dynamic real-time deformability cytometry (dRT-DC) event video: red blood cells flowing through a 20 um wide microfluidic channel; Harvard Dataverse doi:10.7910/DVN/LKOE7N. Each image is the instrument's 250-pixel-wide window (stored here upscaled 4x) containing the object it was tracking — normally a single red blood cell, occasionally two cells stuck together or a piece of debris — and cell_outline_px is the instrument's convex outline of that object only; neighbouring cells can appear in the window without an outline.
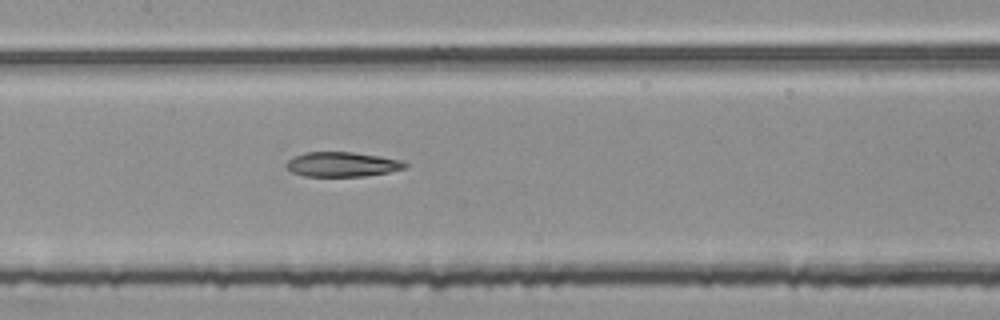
{"species": "common noctule bat (a hibernating species)", "species_latin": "Nyctalus noctula", "temperature_condition": "room temperature", "stored_images_in_passage": 54, "segment_of_instrument_passage": [2, 2], "camera_frame_rate_fps": 3000, "um_per_image_px": 0.085, "animal": {"sex": "female", "body_mass_g": 25.1}, "frame": {"image": 1, "passage_image": 26, "time_ms": 8.333, "image_size_px": [1000, 320], "cell_outline_px": [[408, 164], [404, 168], [388, 172], [364, 176], [304, 176], [292, 172], [284, 164], [292, 156], [304, 152], [352, 152], [380, 156], [404, 160]], "centroid_in_image_um": [29.07, 13.96], "position_along_channel_um": 178.3, "area_um2": 17.17}}
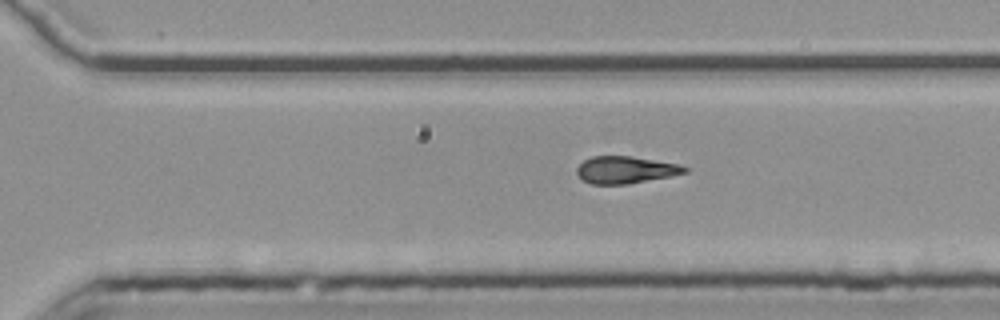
{"frame": {"image": 2, "passage_image": 37, "time_ms": 12.0, "image_size_px": [1000, 320], "cell_outline_px": [[688, 172], [672, 176], [628, 184], [592, 184], [584, 180], [576, 172], [576, 168], [584, 160], [592, 156], [632, 156], [680, 164], [688, 168]], "centroid_in_image_um": [53.2, 14.43], "position_along_channel_um": 317.4, "area_um2": 17.11}}
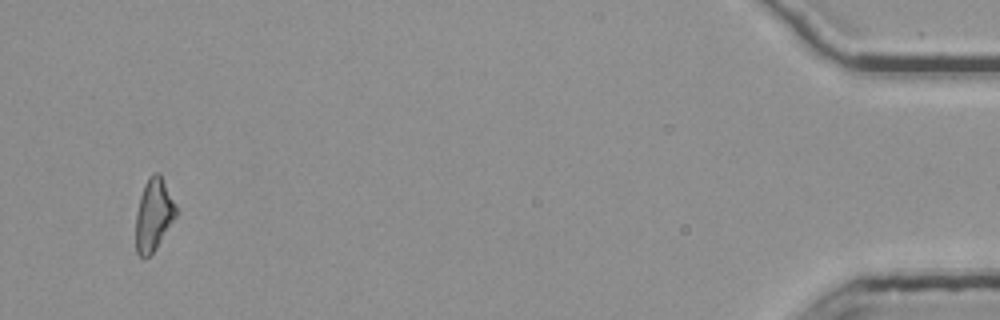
{"frame": {"image": 3, "passage_image": 52, "time_ms": 17.0, "image_size_px": [1000, 320], "cell_outline_px": [[176, 216], [152, 256], [144, 260], [136, 252], [136, 212], [140, 196], [144, 184], [148, 176], [152, 172], [160, 172], [176, 204]], "centroid_in_image_um": [13.05, 18.27], "position_along_channel_um": 422.1, "area_um2": 17.34}}